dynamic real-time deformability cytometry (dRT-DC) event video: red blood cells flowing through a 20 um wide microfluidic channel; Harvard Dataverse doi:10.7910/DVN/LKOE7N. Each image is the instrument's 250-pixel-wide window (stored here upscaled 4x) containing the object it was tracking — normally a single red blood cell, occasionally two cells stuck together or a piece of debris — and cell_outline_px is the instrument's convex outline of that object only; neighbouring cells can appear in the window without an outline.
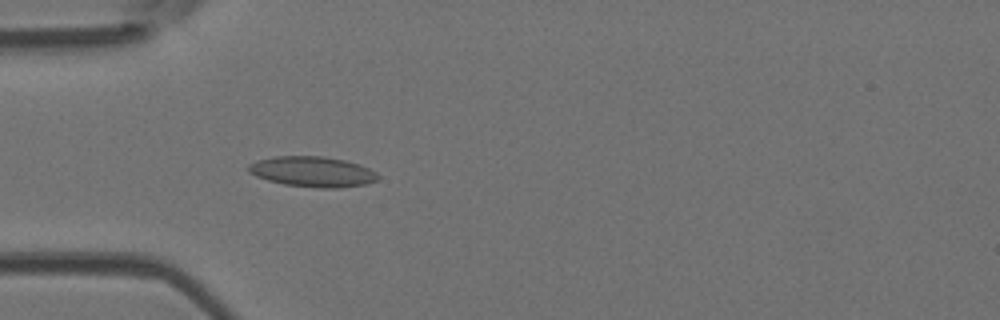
{"species": "Egyptian fruit bat (a non-hibernating species)", "species_latin": "Rousettus aegyptiacus", "temperature_condition": "room temperature", "stored_images_in_passage": 31, "camera_frame_rate_fps": 3000, "um_per_image_px": 0.085, "animal": {"sex": "female"}, "frame": {"image": 1, "passage_image": 1, "time_ms": 0.0, "image_size_px": [1000, 320], "cell_outline_px": [[380, 176], [376, 180], [364, 184], [336, 188], [320, 188], [284, 184], [268, 180], [256, 176], [248, 172], [248, 164], [256, 160], [276, 156], [324, 156], [344, 160], [360, 164], [376, 172]], "centroid_in_image_um": [26.54, 14.58], "position_along_channel_um": 58.5, "area_um2": 22.89}}
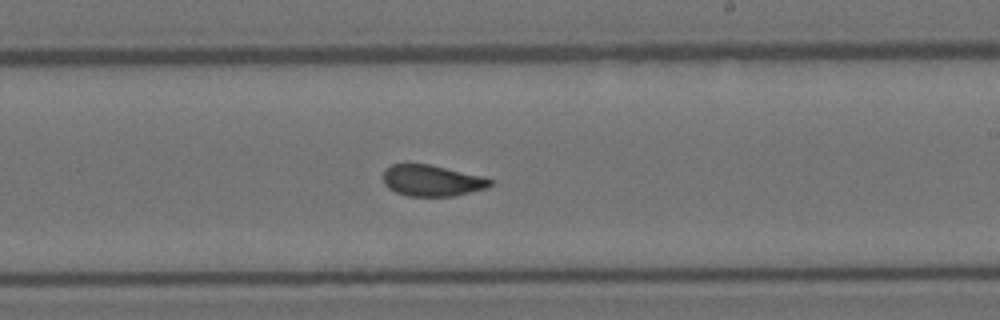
{"frame": {"image": 2, "passage_image": 16, "time_ms": 5.0, "image_size_px": [1000, 320], "cell_outline_px": [[492, 184], [488, 188], [452, 196], [408, 196], [396, 192], [388, 188], [384, 184], [384, 168], [392, 164], [432, 164], [484, 176], [492, 180]], "centroid_in_image_um": [36.73, 15.34], "position_along_channel_um": 252.3, "area_um2": 19.65}}
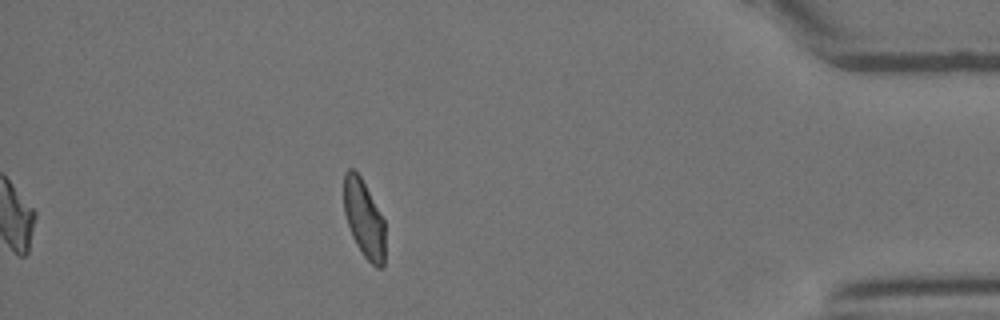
{"frame": {"image": 3, "passage_image": 31, "time_ms": 10.0, "image_size_px": [1000, 320], "cell_outline_px": [[384, 264], [380, 268], [376, 268], [364, 256], [356, 244], [352, 236], [344, 212], [344, 172], [348, 168], [352, 168], [360, 176], [384, 220]], "centroid_in_image_um": [30.93, 18.59], "position_along_channel_um": 404.3, "area_um2": 18.44}, "authors_computed_cell_mechanics": {"area_um2": 20.0566, "velocity_mm_per_s": 3.9496, "shape_relaxation_time_tau1_ms": 8.2957, "shape_relaxation_time_tau2_ms": 1.2778, "deformation_change_tau1": 0.1793, "deformation_change_tau2": 0.0558}}